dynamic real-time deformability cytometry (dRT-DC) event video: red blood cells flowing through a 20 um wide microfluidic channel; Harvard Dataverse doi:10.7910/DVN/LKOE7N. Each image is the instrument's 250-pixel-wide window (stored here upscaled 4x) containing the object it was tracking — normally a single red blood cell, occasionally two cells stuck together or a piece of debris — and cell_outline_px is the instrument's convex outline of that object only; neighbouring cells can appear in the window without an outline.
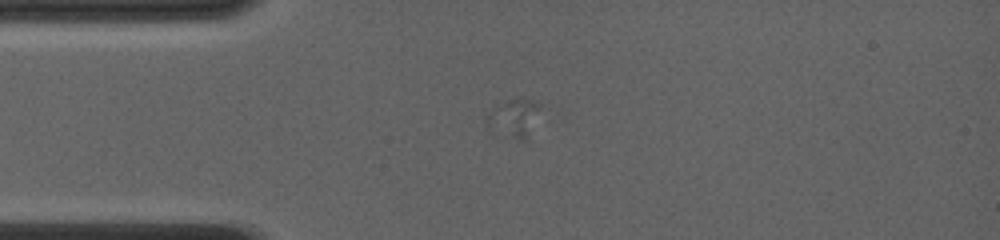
{"species": "common noctule bat (a hibernating species)", "species_latin": "Nyctalus noctula", "temperature_condition": "room temperature", "stored_images_in_passage": 2, "camera_frame_rate_fps": 4000, "um_per_image_px": 0.085, "animal": {"sex": "female", "body_mass_g": 19.0, "forearm_length_mm": 56.7}, "frame": {"image": 1, "passage_image": 1, "time_ms": 0.0, "image_size_px": [1000, 240], "cell_outline_px": [[540, 104], [528, 140], [524, 144], [488, 128], [488, 112], [492, 108], [508, 100], [536, 100]], "centroid_in_image_um": [43.69, 10.1], "position_along_channel_um": 41.3, "area_um2": 11.68}}